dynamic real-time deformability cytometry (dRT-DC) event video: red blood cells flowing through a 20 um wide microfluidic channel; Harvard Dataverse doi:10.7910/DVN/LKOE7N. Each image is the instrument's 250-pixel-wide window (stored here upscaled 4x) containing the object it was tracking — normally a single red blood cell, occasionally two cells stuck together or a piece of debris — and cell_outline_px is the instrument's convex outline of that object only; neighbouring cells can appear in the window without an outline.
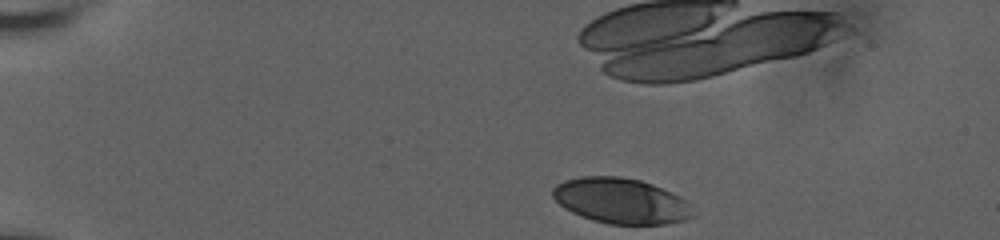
{"species": "human", "species_latin": "Homo sapiens", "temperature_condition": "room temperature", "stored_images_in_passage": 41, "camera_frame_rate_fps": 3000, "um_per_image_px": 0.085, "donor": {"sex": "male"}, "frame": {"image": 1, "passage_image": 1, "time_ms": 0.0, "image_size_px": [1000, 240], "cell_outline_px": [[696, 216], [684, 220], [668, 224], [608, 224], [592, 220], [580, 216], [564, 208], [552, 196], [552, 188], [556, 184], [564, 180], [580, 176], [620, 176], [640, 180], [652, 184], [672, 192], [680, 196], [688, 204]], "centroid_in_image_um": [52.77, 17.07], "position_along_channel_um": 32.2, "area_um2": 37.34}}
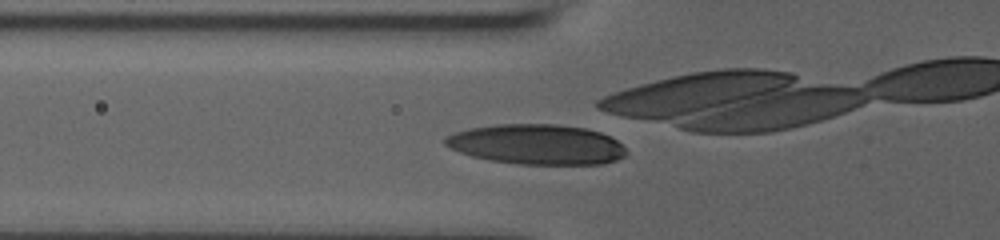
{"frame": {"image": 2, "passage_image": 12, "time_ms": 3.667, "image_size_px": [1000, 240], "cell_outline_px": [[628, 152], [624, 156], [616, 160], [604, 164], [516, 164], [488, 160], [472, 156], [460, 152], [444, 144], [444, 136], [468, 128], [496, 124], [556, 124], [584, 128], [600, 132], [616, 140]], "centroid_in_image_um": [45.6, 12.27], "position_along_channel_um": 80.2, "area_um2": 42.37}}
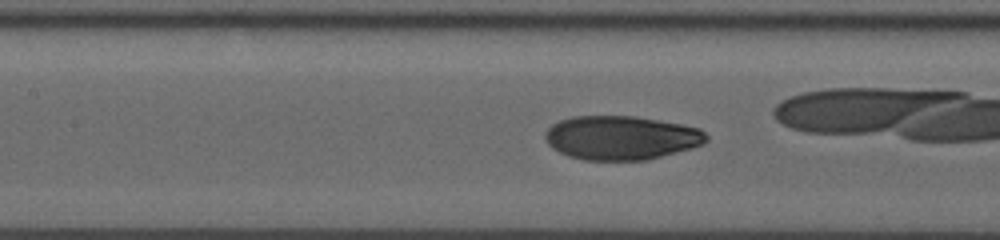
{"frame": {"image": 3, "passage_image": 18, "time_ms": 5.667, "image_size_px": [1000, 240], "cell_outline_px": [[708, 140], [704, 144], [692, 148], [648, 160], [584, 160], [568, 156], [552, 148], [544, 140], [544, 132], [552, 124], [560, 120], [572, 116], [636, 116], [680, 124], [700, 128], [708, 136]], "centroid_in_image_um": [52.79, 11.71], "position_along_channel_um": 154.6, "area_um2": 41.56}}